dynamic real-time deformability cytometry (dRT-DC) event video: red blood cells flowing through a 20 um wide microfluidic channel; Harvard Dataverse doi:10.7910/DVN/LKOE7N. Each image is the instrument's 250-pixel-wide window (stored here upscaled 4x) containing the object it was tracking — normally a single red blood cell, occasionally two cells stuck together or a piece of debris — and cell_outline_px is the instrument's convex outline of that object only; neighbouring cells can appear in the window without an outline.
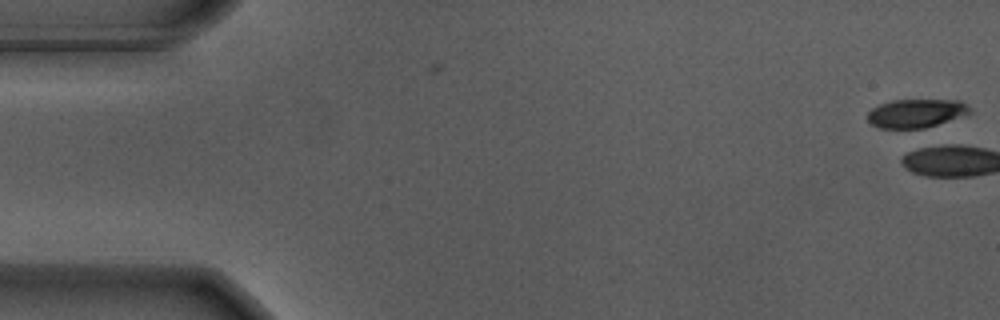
{"species": "Egyptian fruit bat (a non-hibernating species)", "species_latin": "Rousettus aegyptiacus", "temperature_condition": "warm", "stored_images_in_passage": 3, "camera_frame_rate_fps": 3000, "um_per_image_px": 0.085, "animal": {"sex": "male"}, "frame": {"image": 1, "passage_image": 1, "time_ms": 0.0, "image_size_px": [1000, 320], "cell_outline_px": [[972, 112], [964, 116], [916, 132], [880, 128], [872, 124], [868, 120], [868, 112], [872, 108], [880, 104], [892, 100], [960, 100]], "centroid_in_image_um": [77.85, 9.69], "position_along_channel_um": 7.1, "area_um2": 17.74}}